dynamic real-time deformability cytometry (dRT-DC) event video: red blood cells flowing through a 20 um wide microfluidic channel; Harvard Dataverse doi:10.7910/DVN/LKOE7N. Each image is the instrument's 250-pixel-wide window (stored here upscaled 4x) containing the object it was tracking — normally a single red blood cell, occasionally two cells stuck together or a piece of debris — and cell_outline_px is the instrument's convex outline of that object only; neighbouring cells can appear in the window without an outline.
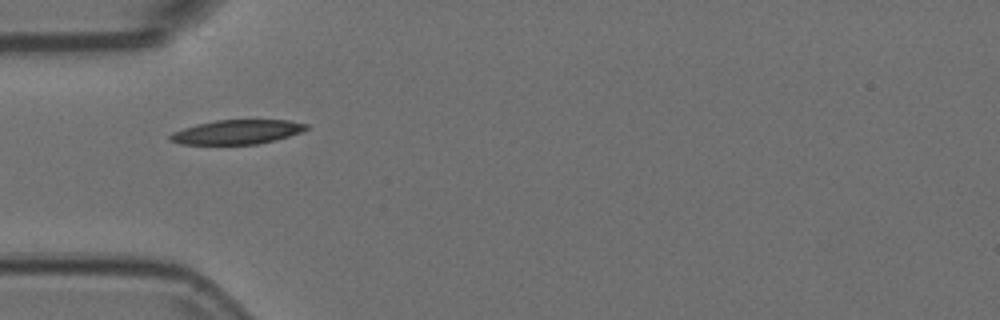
{"species": "Egyptian fruit bat (a non-hibernating species)", "species_latin": "Rousettus aegyptiacus", "temperature_condition": "room temperature", "stored_images_in_passage": 38, "camera_frame_rate_fps": 3000, "um_per_image_px": 0.085, "animal": {"sex": "female"}, "frame": {"image": 1, "passage_image": 1, "time_ms": 0.0, "image_size_px": [1000, 320], "cell_outline_px": [[308, 128], [300, 132], [288, 136], [256, 144], [180, 144], [168, 140], [168, 136], [172, 132], [196, 124], [216, 120], [288, 120], [308, 124]], "centroid_in_image_um": [20.1, 11.21], "position_along_channel_um": 64.9, "area_um2": 19.13}}
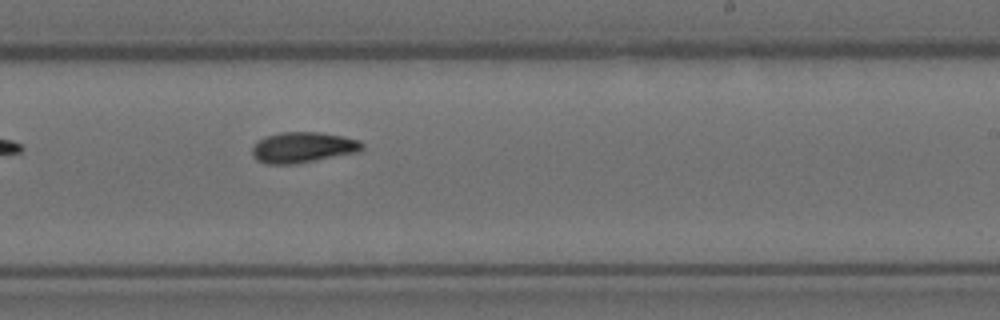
{"frame": {"image": 2, "passage_image": 17, "time_ms": 5.333, "image_size_px": [1000, 320], "cell_outline_px": [[364, 148], [360, 152], [296, 164], [268, 164], [256, 160], [252, 156], [252, 148], [260, 140], [268, 136], [280, 132], [320, 132], [344, 136], [360, 140], [364, 144]], "centroid_in_image_um": [25.8, 12.53], "position_along_channel_um": 263.2, "area_um2": 19.83}}
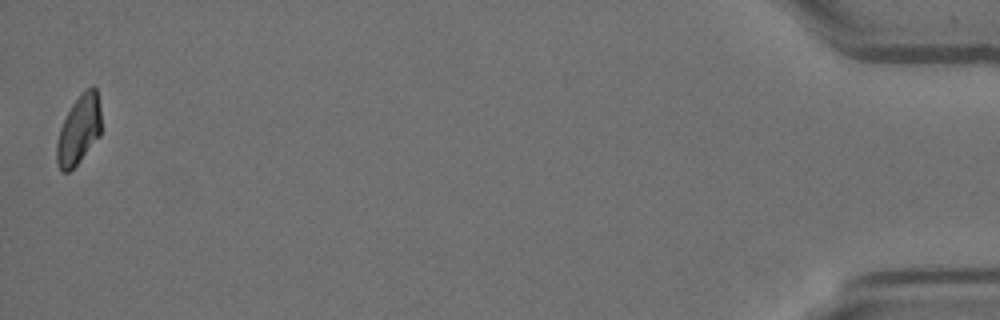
{"frame": {"image": 3, "passage_image": 38, "time_ms": 12.333, "image_size_px": [1000, 320], "cell_outline_px": [[100, 136], [80, 160], [68, 172], [60, 172], [56, 160], [56, 144], [60, 128], [72, 104], [80, 92], [84, 88], [92, 84], [96, 88], [100, 108]], "centroid_in_image_um": [6.7, 11.0], "position_along_channel_um": 428.5, "area_um2": 17.98}, "authors_computed_cell_mechanics": {"area_um2": 18.8428, "velocity_mm_per_s": 3.7316, "shape_relaxation_time_tau1_ms": 4.2696, "shape_relaxation_time_tau2_ms": 9.2303, "deformation_change_tau1": 0.1493, "deformation_change_tau2": 0.1398}}